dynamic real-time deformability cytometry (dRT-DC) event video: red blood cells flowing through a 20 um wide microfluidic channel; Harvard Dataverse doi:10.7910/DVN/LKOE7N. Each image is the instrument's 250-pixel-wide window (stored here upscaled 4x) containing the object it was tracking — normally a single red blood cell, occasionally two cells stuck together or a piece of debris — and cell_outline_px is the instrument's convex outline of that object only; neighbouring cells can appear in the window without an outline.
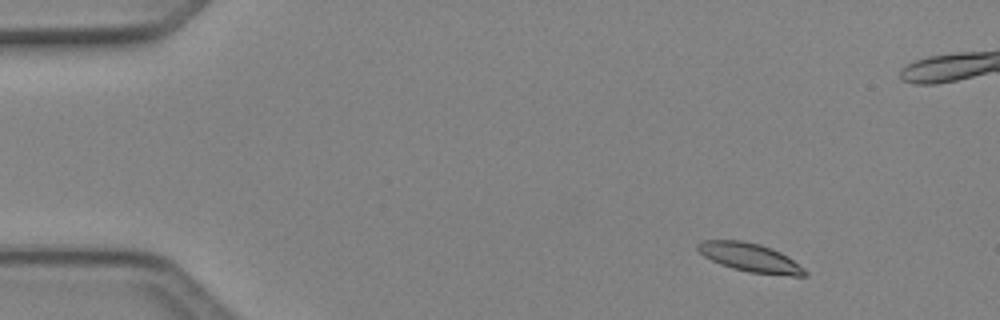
{"species": "Egyptian fruit bat (a non-hibernating species)", "species_latin": "Rousettus aegyptiacus", "temperature_condition": "cold", "stored_images_in_passage": 6, "camera_frame_rate_fps": 3000, "um_per_image_px": 0.085, "animal": {"sex": "female"}, "frame": {"image": 1, "passage_image": 2, "time_ms": 0.333, "image_size_px": [1000, 320], "cell_outline_px": [[808, 276], [792, 276], [748, 272], [732, 268], [720, 264], [704, 256], [696, 248], [696, 244], [700, 240], [740, 240], [760, 244], [772, 248], [788, 256], [804, 268], [808, 272]], "centroid_in_image_um": [63.77, 21.89], "position_along_channel_um": 21.2, "area_um2": 18.03}}